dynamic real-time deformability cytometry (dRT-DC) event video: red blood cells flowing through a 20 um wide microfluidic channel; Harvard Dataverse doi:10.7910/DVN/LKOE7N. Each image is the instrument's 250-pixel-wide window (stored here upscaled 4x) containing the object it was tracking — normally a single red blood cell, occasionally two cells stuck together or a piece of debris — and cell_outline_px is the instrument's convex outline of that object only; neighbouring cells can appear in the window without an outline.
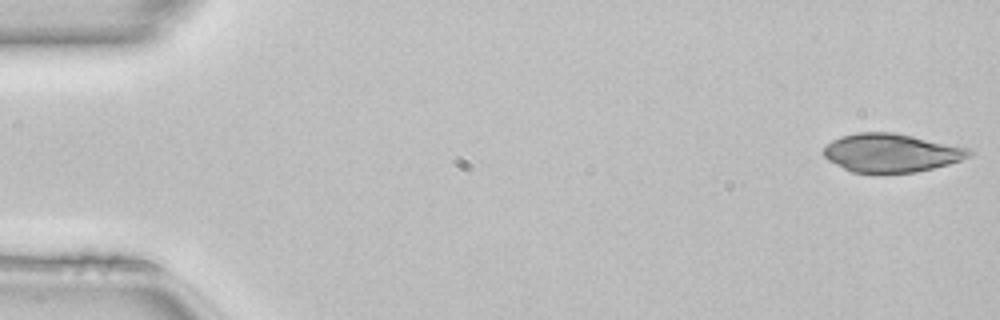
{"species": "common noctule bat (a hibernating species)", "species_latin": "Nyctalus noctula", "temperature_condition": "room temperature", "stored_images_in_passage": 49, "camera_frame_rate_fps": 3000, "um_per_image_px": 0.085, "animal": {"sex": "female", "body_mass_g": 22.7, "forearm_length_mm": 54.2}, "frame": {"image": 1, "passage_image": 1, "time_ms": 0.0, "image_size_px": [1000, 320], "cell_outline_px": [[972, 152], [968, 156], [960, 160], [948, 164], [916, 172], [872, 176], [852, 172], [828, 160], [824, 156], [824, 148], [832, 140], [840, 136], [856, 132], [892, 132], [912, 136], [968, 148]], "centroid_in_image_um": [75.69, 13.03], "position_along_channel_um": 9.3, "area_um2": 33.0}}